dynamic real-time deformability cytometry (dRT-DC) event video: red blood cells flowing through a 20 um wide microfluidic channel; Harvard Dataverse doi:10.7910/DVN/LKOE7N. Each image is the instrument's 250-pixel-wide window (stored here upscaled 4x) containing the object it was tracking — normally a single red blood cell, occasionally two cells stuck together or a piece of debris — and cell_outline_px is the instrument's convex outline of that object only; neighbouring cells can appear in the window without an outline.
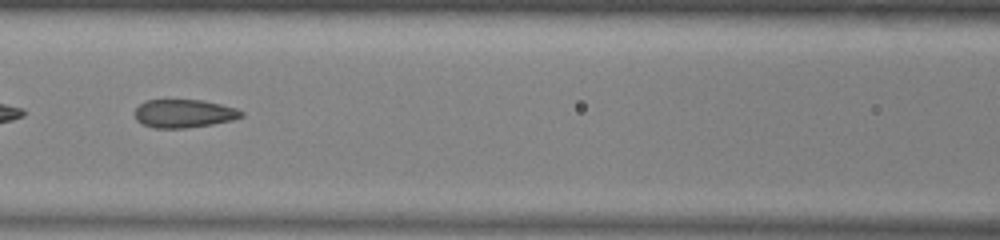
{"species": "common noctule bat (a hibernating species)", "species_latin": "Nyctalus noctula", "temperature_condition": "warm", "stored_images_in_passage": 51, "camera_frame_rate_fps": 3000, "um_per_image_px": 0.085, "animal": {"sex": "male", "body_mass_g": 13.0, "forearm_length_mm": 53.1}, "frame": {"image": 1, "passage_image": 22, "time_ms": 7.0, "image_size_px": [1000, 240], "cell_outline_px": [[244, 116], [232, 120], [212, 124], [184, 128], [152, 128], [136, 120], [136, 108], [140, 104], [148, 100], [200, 100], [220, 104], [236, 108], [244, 112]], "centroid_in_image_um": [15.65, 9.65], "position_along_channel_um": 150.9, "area_um2": 17.4}, "authors_computed_cell_mechanics": {"area_um2": 19.652, "velocity_mm_per_s": 3.9728, "shape_relaxation_time_tau1_ms": null, "shape_relaxation_time_tau2_ms": 1.386, "deformation_change_tau1": null, "deformation_change_tau2": 0.1001}}